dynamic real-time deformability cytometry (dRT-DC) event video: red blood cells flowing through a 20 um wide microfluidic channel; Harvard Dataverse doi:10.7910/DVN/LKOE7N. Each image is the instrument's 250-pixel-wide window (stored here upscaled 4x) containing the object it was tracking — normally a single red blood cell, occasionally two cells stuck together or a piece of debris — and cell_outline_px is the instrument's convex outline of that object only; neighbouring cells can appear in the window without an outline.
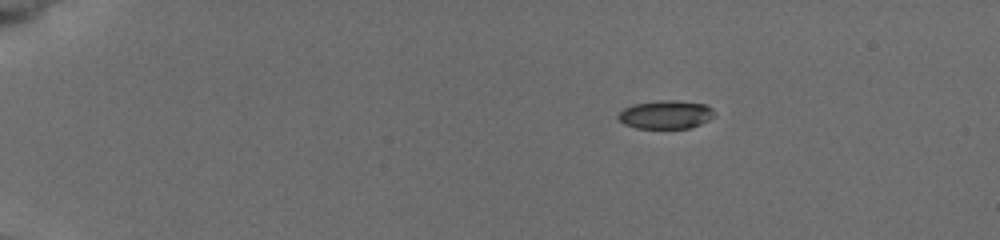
{"species": "common noctule bat (a hibernating species)", "species_latin": "Nyctalus noctula", "temperature_condition": "cold", "stored_images_in_passage": 10, "camera_frame_rate_fps": 3000, "um_per_image_px": 0.085, "animal": {"sex": "female", "body_mass_g": 19.5, "forearm_length_mm": 54.1}, "frame": {"image": 1, "passage_image": 4, "time_ms": 3.333, "image_size_px": [1000, 240], "cell_outline_px": [[716, 116], [692, 128], [636, 128], [624, 124], [616, 116], [624, 108], [632, 104], [656, 100], [676, 100], [704, 104], [712, 108]], "centroid_in_image_um": [56.59, 9.73], "position_along_channel_um": 28.4, "area_um2": 16.07}}
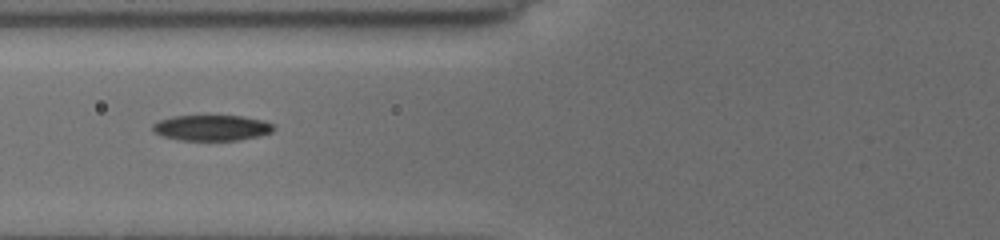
{"frame": {"image": 2, "passage_image": 9, "time_ms": 8.0, "image_size_px": [1000, 240], "cell_outline_px": [[276, 128], [272, 132], [260, 136], [240, 140], [180, 140], [164, 136], [152, 132], [152, 124], [160, 120], [172, 116], [244, 116], [264, 120], [272, 124]], "centroid_in_image_um": [18.02, 10.86], "position_along_channel_um": 107.8, "area_um2": 18.21}}